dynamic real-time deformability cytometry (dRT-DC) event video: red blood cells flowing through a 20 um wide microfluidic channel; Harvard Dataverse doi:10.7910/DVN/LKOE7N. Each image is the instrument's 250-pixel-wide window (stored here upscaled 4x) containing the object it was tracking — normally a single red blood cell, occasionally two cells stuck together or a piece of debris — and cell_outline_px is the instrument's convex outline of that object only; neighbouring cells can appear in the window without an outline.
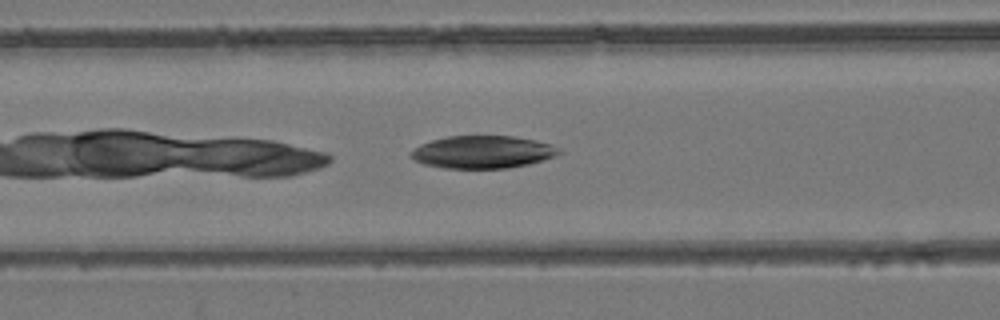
{"species": "common noctule bat (a hibernating species)", "species_latin": "Nyctalus noctula", "temperature_condition": "room temperature", "stored_images_in_passage": 5, "camera_frame_rate_fps": 3000, "um_per_image_px": 0.085, "animal": {"sex": "female", "body_mass_g": 24.6, "forearm_length_mm": 56.2}, "frame": {"image": 1, "passage_image": 5, "time_ms": 4.667, "image_size_px": [1000, 320], "cell_outline_px": [[564, 152], [556, 156], [544, 160], [528, 164], [508, 168], [444, 168], [424, 164], [412, 160], [408, 156], [420, 144], [432, 140], [448, 136], [512, 136], [536, 140], [552, 144], [560, 148]], "centroid_in_image_um": [41.06, 12.92], "position_along_channel_um": 125.5, "area_um2": 28.32}}